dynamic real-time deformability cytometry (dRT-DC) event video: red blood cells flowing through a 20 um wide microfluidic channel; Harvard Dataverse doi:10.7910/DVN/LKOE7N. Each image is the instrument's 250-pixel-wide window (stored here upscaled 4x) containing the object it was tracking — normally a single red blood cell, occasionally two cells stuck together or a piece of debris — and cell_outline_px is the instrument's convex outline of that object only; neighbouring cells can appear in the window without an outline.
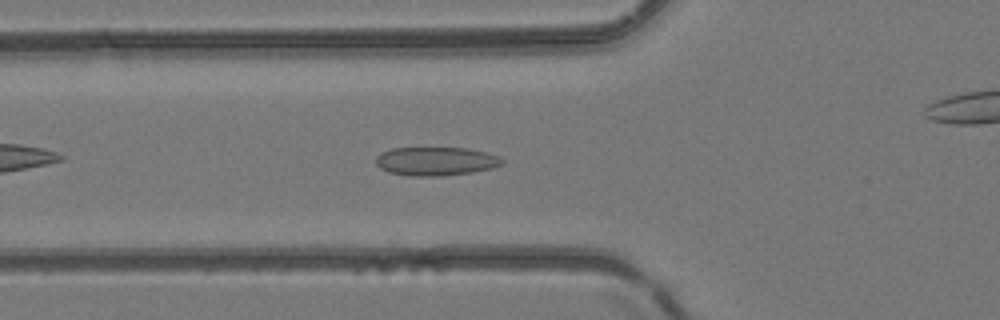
{"species": "common noctule bat (a hibernating species)", "species_latin": "Nyctalus noctula", "temperature_condition": "room temperature", "stored_images_in_passage": 36, "camera_frame_rate_fps": 3000, "um_per_image_px": 0.085, "animal": {"sex": "female", "body_mass_g": 24.6, "forearm_length_mm": 56.2}, "frame": {"image": 1, "passage_image": 5, "time_ms": 1.333, "image_size_px": [1000, 320], "cell_outline_px": [[504, 164], [492, 168], [472, 172], [440, 176], [408, 176], [388, 172], [380, 168], [376, 164], [376, 156], [380, 152], [392, 148], [468, 148], [488, 152], [500, 156], [504, 160]], "centroid_in_image_um": [37.06, 13.7], "position_along_channel_um": 88.7, "area_um2": 21.33}}
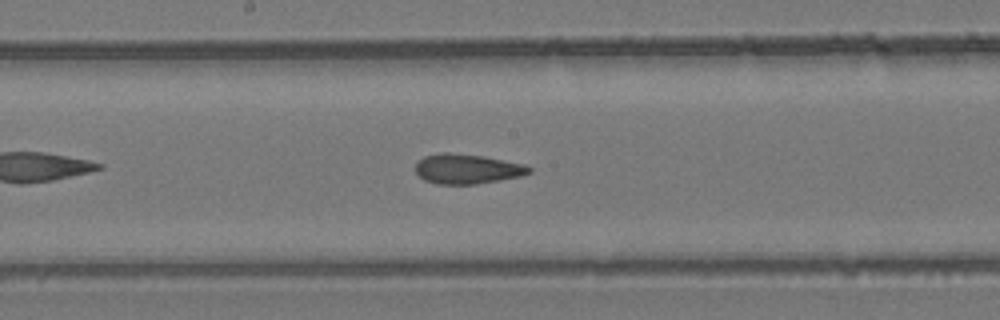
{"frame": {"image": 2, "passage_image": 13, "time_ms": 4.0, "image_size_px": [1000, 320], "cell_outline_px": [[532, 172], [520, 176], [500, 180], [476, 184], [436, 184], [424, 180], [416, 172], [416, 160], [424, 156], [440, 152], [448, 152], [484, 156], [524, 164], [532, 168]], "centroid_in_image_um": [39.69, 14.35], "position_along_channel_um": 208.5, "area_um2": 19.88}}
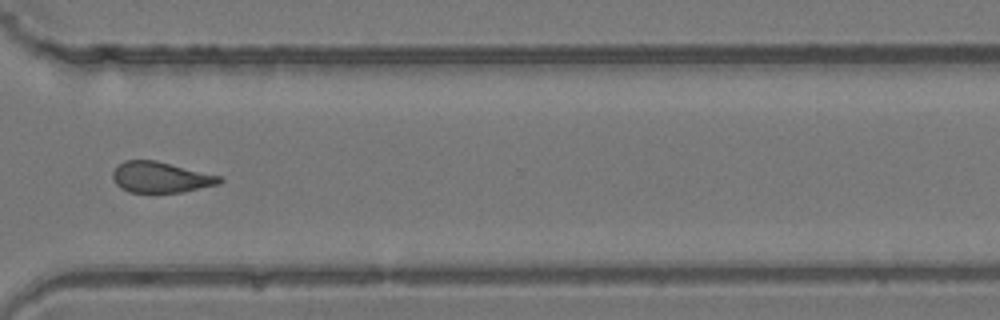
{"frame": {"image": 3, "passage_image": 23, "time_ms": 7.333, "image_size_px": [1000, 320], "cell_outline_px": [[224, 180], [220, 184], [184, 192], [128, 192], [120, 188], [116, 184], [112, 176], [112, 172], [124, 160], [156, 160], [220, 176]], "centroid_in_image_um": [13.66, 15.07], "position_along_channel_um": 356.9, "area_um2": 19.19}}